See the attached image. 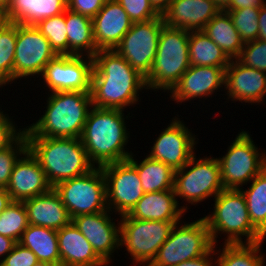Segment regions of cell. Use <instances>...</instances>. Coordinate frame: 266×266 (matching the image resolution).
I'll use <instances>...</instances> for the list:
<instances>
[{
    "label": "cell",
    "mask_w": 266,
    "mask_h": 266,
    "mask_svg": "<svg viewBox=\"0 0 266 266\" xmlns=\"http://www.w3.org/2000/svg\"><path fill=\"white\" fill-rule=\"evenodd\" d=\"M92 58V106L124 111L139 102V92L147 89L143 75L115 50H99Z\"/></svg>",
    "instance_id": "obj_1"
},
{
    "label": "cell",
    "mask_w": 266,
    "mask_h": 266,
    "mask_svg": "<svg viewBox=\"0 0 266 266\" xmlns=\"http://www.w3.org/2000/svg\"><path fill=\"white\" fill-rule=\"evenodd\" d=\"M129 115L125 117L120 109L91 107L80 139L94 166L126 161L132 155L125 150L130 138L125 122L132 117Z\"/></svg>",
    "instance_id": "obj_2"
},
{
    "label": "cell",
    "mask_w": 266,
    "mask_h": 266,
    "mask_svg": "<svg viewBox=\"0 0 266 266\" xmlns=\"http://www.w3.org/2000/svg\"><path fill=\"white\" fill-rule=\"evenodd\" d=\"M46 110L39 120L25 127V137L80 138L90 107L91 92H48Z\"/></svg>",
    "instance_id": "obj_3"
},
{
    "label": "cell",
    "mask_w": 266,
    "mask_h": 266,
    "mask_svg": "<svg viewBox=\"0 0 266 266\" xmlns=\"http://www.w3.org/2000/svg\"><path fill=\"white\" fill-rule=\"evenodd\" d=\"M26 140L28 150L39 162L52 187L95 167L80 138L26 137Z\"/></svg>",
    "instance_id": "obj_4"
},
{
    "label": "cell",
    "mask_w": 266,
    "mask_h": 266,
    "mask_svg": "<svg viewBox=\"0 0 266 266\" xmlns=\"http://www.w3.org/2000/svg\"><path fill=\"white\" fill-rule=\"evenodd\" d=\"M213 199V212L203 218L214 246L218 243V234H227V239L224 238L227 244L265 241V236L251 223L241 190L224 189Z\"/></svg>",
    "instance_id": "obj_5"
},
{
    "label": "cell",
    "mask_w": 266,
    "mask_h": 266,
    "mask_svg": "<svg viewBox=\"0 0 266 266\" xmlns=\"http://www.w3.org/2000/svg\"><path fill=\"white\" fill-rule=\"evenodd\" d=\"M190 32L164 26L161 30L155 60L145 78L147 90L169 93L190 67Z\"/></svg>",
    "instance_id": "obj_6"
},
{
    "label": "cell",
    "mask_w": 266,
    "mask_h": 266,
    "mask_svg": "<svg viewBox=\"0 0 266 266\" xmlns=\"http://www.w3.org/2000/svg\"><path fill=\"white\" fill-rule=\"evenodd\" d=\"M178 222L148 266H176L205 255L214 245L204 218Z\"/></svg>",
    "instance_id": "obj_7"
},
{
    "label": "cell",
    "mask_w": 266,
    "mask_h": 266,
    "mask_svg": "<svg viewBox=\"0 0 266 266\" xmlns=\"http://www.w3.org/2000/svg\"><path fill=\"white\" fill-rule=\"evenodd\" d=\"M232 142L227 153L217 160L224 188L240 190L266 167V152L258 149L244 130Z\"/></svg>",
    "instance_id": "obj_8"
},
{
    "label": "cell",
    "mask_w": 266,
    "mask_h": 266,
    "mask_svg": "<svg viewBox=\"0 0 266 266\" xmlns=\"http://www.w3.org/2000/svg\"><path fill=\"white\" fill-rule=\"evenodd\" d=\"M194 154L189 162L174 172V191L191 205H197L210 197H216L224 186L221 180L220 165L217 158H196Z\"/></svg>",
    "instance_id": "obj_9"
},
{
    "label": "cell",
    "mask_w": 266,
    "mask_h": 266,
    "mask_svg": "<svg viewBox=\"0 0 266 266\" xmlns=\"http://www.w3.org/2000/svg\"><path fill=\"white\" fill-rule=\"evenodd\" d=\"M120 217V246L126 247L134 266H148L178 222L140 220L127 214Z\"/></svg>",
    "instance_id": "obj_10"
},
{
    "label": "cell",
    "mask_w": 266,
    "mask_h": 266,
    "mask_svg": "<svg viewBox=\"0 0 266 266\" xmlns=\"http://www.w3.org/2000/svg\"><path fill=\"white\" fill-rule=\"evenodd\" d=\"M53 188L71 219L108 210L106 180L101 167L95 166L88 173L61 181Z\"/></svg>",
    "instance_id": "obj_11"
},
{
    "label": "cell",
    "mask_w": 266,
    "mask_h": 266,
    "mask_svg": "<svg viewBox=\"0 0 266 266\" xmlns=\"http://www.w3.org/2000/svg\"><path fill=\"white\" fill-rule=\"evenodd\" d=\"M164 26L162 15L146 22H134L114 50L146 78L152 69Z\"/></svg>",
    "instance_id": "obj_12"
},
{
    "label": "cell",
    "mask_w": 266,
    "mask_h": 266,
    "mask_svg": "<svg viewBox=\"0 0 266 266\" xmlns=\"http://www.w3.org/2000/svg\"><path fill=\"white\" fill-rule=\"evenodd\" d=\"M58 55L35 25L17 24L14 82L42 75L45 66Z\"/></svg>",
    "instance_id": "obj_13"
},
{
    "label": "cell",
    "mask_w": 266,
    "mask_h": 266,
    "mask_svg": "<svg viewBox=\"0 0 266 266\" xmlns=\"http://www.w3.org/2000/svg\"><path fill=\"white\" fill-rule=\"evenodd\" d=\"M101 169L106 180L108 210L115 215L128 214L144 195L136 168L126 160L106 164Z\"/></svg>",
    "instance_id": "obj_14"
},
{
    "label": "cell",
    "mask_w": 266,
    "mask_h": 266,
    "mask_svg": "<svg viewBox=\"0 0 266 266\" xmlns=\"http://www.w3.org/2000/svg\"><path fill=\"white\" fill-rule=\"evenodd\" d=\"M92 71V57L61 55L45 66L41 79L49 92H91Z\"/></svg>",
    "instance_id": "obj_15"
},
{
    "label": "cell",
    "mask_w": 266,
    "mask_h": 266,
    "mask_svg": "<svg viewBox=\"0 0 266 266\" xmlns=\"http://www.w3.org/2000/svg\"><path fill=\"white\" fill-rule=\"evenodd\" d=\"M165 129L158 135L151 152V159L161 161L174 171L183 168L195 154L196 135L186 127L183 120L174 117Z\"/></svg>",
    "instance_id": "obj_16"
},
{
    "label": "cell",
    "mask_w": 266,
    "mask_h": 266,
    "mask_svg": "<svg viewBox=\"0 0 266 266\" xmlns=\"http://www.w3.org/2000/svg\"><path fill=\"white\" fill-rule=\"evenodd\" d=\"M110 210L83 214L72 218V223L86 237L96 254L108 265L112 254L120 250V221L117 225Z\"/></svg>",
    "instance_id": "obj_17"
},
{
    "label": "cell",
    "mask_w": 266,
    "mask_h": 266,
    "mask_svg": "<svg viewBox=\"0 0 266 266\" xmlns=\"http://www.w3.org/2000/svg\"><path fill=\"white\" fill-rule=\"evenodd\" d=\"M225 69L226 67L190 66L169 92V97L177 104L212 97L215 92L225 88Z\"/></svg>",
    "instance_id": "obj_18"
},
{
    "label": "cell",
    "mask_w": 266,
    "mask_h": 266,
    "mask_svg": "<svg viewBox=\"0 0 266 266\" xmlns=\"http://www.w3.org/2000/svg\"><path fill=\"white\" fill-rule=\"evenodd\" d=\"M224 87L227 100L259 105L266 97V73L231 60L225 69Z\"/></svg>",
    "instance_id": "obj_19"
},
{
    "label": "cell",
    "mask_w": 266,
    "mask_h": 266,
    "mask_svg": "<svg viewBox=\"0 0 266 266\" xmlns=\"http://www.w3.org/2000/svg\"><path fill=\"white\" fill-rule=\"evenodd\" d=\"M51 188L45 172L29 150L16 162L6 186L12 201L18 202L44 194Z\"/></svg>",
    "instance_id": "obj_20"
},
{
    "label": "cell",
    "mask_w": 266,
    "mask_h": 266,
    "mask_svg": "<svg viewBox=\"0 0 266 266\" xmlns=\"http://www.w3.org/2000/svg\"><path fill=\"white\" fill-rule=\"evenodd\" d=\"M132 23L118 1L104 3L102 9L92 18L96 48L114 50Z\"/></svg>",
    "instance_id": "obj_21"
},
{
    "label": "cell",
    "mask_w": 266,
    "mask_h": 266,
    "mask_svg": "<svg viewBox=\"0 0 266 266\" xmlns=\"http://www.w3.org/2000/svg\"><path fill=\"white\" fill-rule=\"evenodd\" d=\"M219 11L213 0H173L162 17L165 26L202 31Z\"/></svg>",
    "instance_id": "obj_22"
},
{
    "label": "cell",
    "mask_w": 266,
    "mask_h": 266,
    "mask_svg": "<svg viewBox=\"0 0 266 266\" xmlns=\"http://www.w3.org/2000/svg\"><path fill=\"white\" fill-rule=\"evenodd\" d=\"M179 205L174 189L144 193L127 215L146 221L180 222L189 208L187 205Z\"/></svg>",
    "instance_id": "obj_23"
},
{
    "label": "cell",
    "mask_w": 266,
    "mask_h": 266,
    "mask_svg": "<svg viewBox=\"0 0 266 266\" xmlns=\"http://www.w3.org/2000/svg\"><path fill=\"white\" fill-rule=\"evenodd\" d=\"M32 225L60 230L71 223L72 219L52 187L48 192L23 201Z\"/></svg>",
    "instance_id": "obj_24"
},
{
    "label": "cell",
    "mask_w": 266,
    "mask_h": 266,
    "mask_svg": "<svg viewBox=\"0 0 266 266\" xmlns=\"http://www.w3.org/2000/svg\"><path fill=\"white\" fill-rule=\"evenodd\" d=\"M61 266H107L71 222L57 230Z\"/></svg>",
    "instance_id": "obj_25"
},
{
    "label": "cell",
    "mask_w": 266,
    "mask_h": 266,
    "mask_svg": "<svg viewBox=\"0 0 266 266\" xmlns=\"http://www.w3.org/2000/svg\"><path fill=\"white\" fill-rule=\"evenodd\" d=\"M67 0H10L6 18L10 23L36 25L39 21L60 15Z\"/></svg>",
    "instance_id": "obj_26"
},
{
    "label": "cell",
    "mask_w": 266,
    "mask_h": 266,
    "mask_svg": "<svg viewBox=\"0 0 266 266\" xmlns=\"http://www.w3.org/2000/svg\"><path fill=\"white\" fill-rule=\"evenodd\" d=\"M65 24L68 55L93 57L99 51L95 45L92 19L67 8Z\"/></svg>",
    "instance_id": "obj_27"
},
{
    "label": "cell",
    "mask_w": 266,
    "mask_h": 266,
    "mask_svg": "<svg viewBox=\"0 0 266 266\" xmlns=\"http://www.w3.org/2000/svg\"><path fill=\"white\" fill-rule=\"evenodd\" d=\"M215 44H217L230 60L239 58L244 41L228 12L220 10L202 29Z\"/></svg>",
    "instance_id": "obj_28"
},
{
    "label": "cell",
    "mask_w": 266,
    "mask_h": 266,
    "mask_svg": "<svg viewBox=\"0 0 266 266\" xmlns=\"http://www.w3.org/2000/svg\"><path fill=\"white\" fill-rule=\"evenodd\" d=\"M18 243L30 249L39 261L61 266L57 230L29 224Z\"/></svg>",
    "instance_id": "obj_29"
},
{
    "label": "cell",
    "mask_w": 266,
    "mask_h": 266,
    "mask_svg": "<svg viewBox=\"0 0 266 266\" xmlns=\"http://www.w3.org/2000/svg\"><path fill=\"white\" fill-rule=\"evenodd\" d=\"M133 154L127 160L136 168L144 193L174 189L175 171L170 166L147 155L138 163Z\"/></svg>",
    "instance_id": "obj_30"
},
{
    "label": "cell",
    "mask_w": 266,
    "mask_h": 266,
    "mask_svg": "<svg viewBox=\"0 0 266 266\" xmlns=\"http://www.w3.org/2000/svg\"><path fill=\"white\" fill-rule=\"evenodd\" d=\"M190 66L227 67L230 59L223 50L202 31H190Z\"/></svg>",
    "instance_id": "obj_31"
},
{
    "label": "cell",
    "mask_w": 266,
    "mask_h": 266,
    "mask_svg": "<svg viewBox=\"0 0 266 266\" xmlns=\"http://www.w3.org/2000/svg\"><path fill=\"white\" fill-rule=\"evenodd\" d=\"M264 241L256 243H224L222 249H216L218 266H265V258L260 251ZM220 250V251H219Z\"/></svg>",
    "instance_id": "obj_32"
},
{
    "label": "cell",
    "mask_w": 266,
    "mask_h": 266,
    "mask_svg": "<svg viewBox=\"0 0 266 266\" xmlns=\"http://www.w3.org/2000/svg\"><path fill=\"white\" fill-rule=\"evenodd\" d=\"M244 194L251 223L266 237V167L251 180Z\"/></svg>",
    "instance_id": "obj_33"
},
{
    "label": "cell",
    "mask_w": 266,
    "mask_h": 266,
    "mask_svg": "<svg viewBox=\"0 0 266 266\" xmlns=\"http://www.w3.org/2000/svg\"><path fill=\"white\" fill-rule=\"evenodd\" d=\"M17 39V24L7 22L0 28V84L14 82V56Z\"/></svg>",
    "instance_id": "obj_34"
},
{
    "label": "cell",
    "mask_w": 266,
    "mask_h": 266,
    "mask_svg": "<svg viewBox=\"0 0 266 266\" xmlns=\"http://www.w3.org/2000/svg\"><path fill=\"white\" fill-rule=\"evenodd\" d=\"M27 210L23 202L13 201L0 215V235L19 242L28 227Z\"/></svg>",
    "instance_id": "obj_35"
},
{
    "label": "cell",
    "mask_w": 266,
    "mask_h": 266,
    "mask_svg": "<svg viewBox=\"0 0 266 266\" xmlns=\"http://www.w3.org/2000/svg\"><path fill=\"white\" fill-rule=\"evenodd\" d=\"M36 28L46 37L58 56L68 55V38L65 12L39 21Z\"/></svg>",
    "instance_id": "obj_36"
},
{
    "label": "cell",
    "mask_w": 266,
    "mask_h": 266,
    "mask_svg": "<svg viewBox=\"0 0 266 266\" xmlns=\"http://www.w3.org/2000/svg\"><path fill=\"white\" fill-rule=\"evenodd\" d=\"M259 10L260 8L225 10L229 13L232 22L244 43L257 39L259 33Z\"/></svg>",
    "instance_id": "obj_37"
},
{
    "label": "cell",
    "mask_w": 266,
    "mask_h": 266,
    "mask_svg": "<svg viewBox=\"0 0 266 266\" xmlns=\"http://www.w3.org/2000/svg\"><path fill=\"white\" fill-rule=\"evenodd\" d=\"M27 150L28 144L23 133L9 148L0 151V188H6L16 162Z\"/></svg>",
    "instance_id": "obj_38"
},
{
    "label": "cell",
    "mask_w": 266,
    "mask_h": 266,
    "mask_svg": "<svg viewBox=\"0 0 266 266\" xmlns=\"http://www.w3.org/2000/svg\"><path fill=\"white\" fill-rule=\"evenodd\" d=\"M238 60L247 67L266 73V41L256 39L246 42Z\"/></svg>",
    "instance_id": "obj_39"
},
{
    "label": "cell",
    "mask_w": 266,
    "mask_h": 266,
    "mask_svg": "<svg viewBox=\"0 0 266 266\" xmlns=\"http://www.w3.org/2000/svg\"><path fill=\"white\" fill-rule=\"evenodd\" d=\"M130 20L134 22H146L160 15L151 6L149 0H117Z\"/></svg>",
    "instance_id": "obj_40"
},
{
    "label": "cell",
    "mask_w": 266,
    "mask_h": 266,
    "mask_svg": "<svg viewBox=\"0 0 266 266\" xmlns=\"http://www.w3.org/2000/svg\"><path fill=\"white\" fill-rule=\"evenodd\" d=\"M15 124L0 107V151L9 148L24 133L25 129L18 128Z\"/></svg>",
    "instance_id": "obj_41"
},
{
    "label": "cell",
    "mask_w": 266,
    "mask_h": 266,
    "mask_svg": "<svg viewBox=\"0 0 266 266\" xmlns=\"http://www.w3.org/2000/svg\"><path fill=\"white\" fill-rule=\"evenodd\" d=\"M38 261L36 255L30 249L17 242L0 262V266H32Z\"/></svg>",
    "instance_id": "obj_42"
},
{
    "label": "cell",
    "mask_w": 266,
    "mask_h": 266,
    "mask_svg": "<svg viewBox=\"0 0 266 266\" xmlns=\"http://www.w3.org/2000/svg\"><path fill=\"white\" fill-rule=\"evenodd\" d=\"M104 6L103 0H67V8L92 19Z\"/></svg>",
    "instance_id": "obj_43"
},
{
    "label": "cell",
    "mask_w": 266,
    "mask_h": 266,
    "mask_svg": "<svg viewBox=\"0 0 266 266\" xmlns=\"http://www.w3.org/2000/svg\"><path fill=\"white\" fill-rule=\"evenodd\" d=\"M216 248H219V247H216L215 245L205 255L199 258L186 260L184 262L179 263L176 266H218L217 258H216V250H215ZM214 255H215V258H213Z\"/></svg>",
    "instance_id": "obj_44"
},
{
    "label": "cell",
    "mask_w": 266,
    "mask_h": 266,
    "mask_svg": "<svg viewBox=\"0 0 266 266\" xmlns=\"http://www.w3.org/2000/svg\"><path fill=\"white\" fill-rule=\"evenodd\" d=\"M266 0H232L225 10H237L244 8H261Z\"/></svg>",
    "instance_id": "obj_45"
},
{
    "label": "cell",
    "mask_w": 266,
    "mask_h": 266,
    "mask_svg": "<svg viewBox=\"0 0 266 266\" xmlns=\"http://www.w3.org/2000/svg\"><path fill=\"white\" fill-rule=\"evenodd\" d=\"M258 24L259 33L257 39L266 41V3L259 10Z\"/></svg>",
    "instance_id": "obj_46"
},
{
    "label": "cell",
    "mask_w": 266,
    "mask_h": 266,
    "mask_svg": "<svg viewBox=\"0 0 266 266\" xmlns=\"http://www.w3.org/2000/svg\"><path fill=\"white\" fill-rule=\"evenodd\" d=\"M17 242L12 238L0 235V262L6 257V255L13 249ZM3 257V258H2Z\"/></svg>",
    "instance_id": "obj_47"
},
{
    "label": "cell",
    "mask_w": 266,
    "mask_h": 266,
    "mask_svg": "<svg viewBox=\"0 0 266 266\" xmlns=\"http://www.w3.org/2000/svg\"><path fill=\"white\" fill-rule=\"evenodd\" d=\"M151 6L154 10L159 14L162 15L170 6V3L173 0H149Z\"/></svg>",
    "instance_id": "obj_48"
},
{
    "label": "cell",
    "mask_w": 266,
    "mask_h": 266,
    "mask_svg": "<svg viewBox=\"0 0 266 266\" xmlns=\"http://www.w3.org/2000/svg\"><path fill=\"white\" fill-rule=\"evenodd\" d=\"M10 194L6 188H0V215L12 203Z\"/></svg>",
    "instance_id": "obj_49"
},
{
    "label": "cell",
    "mask_w": 266,
    "mask_h": 266,
    "mask_svg": "<svg viewBox=\"0 0 266 266\" xmlns=\"http://www.w3.org/2000/svg\"><path fill=\"white\" fill-rule=\"evenodd\" d=\"M220 10H225L232 0H213Z\"/></svg>",
    "instance_id": "obj_50"
},
{
    "label": "cell",
    "mask_w": 266,
    "mask_h": 266,
    "mask_svg": "<svg viewBox=\"0 0 266 266\" xmlns=\"http://www.w3.org/2000/svg\"><path fill=\"white\" fill-rule=\"evenodd\" d=\"M8 22L6 18V12L5 10L0 7V28L3 27Z\"/></svg>",
    "instance_id": "obj_51"
},
{
    "label": "cell",
    "mask_w": 266,
    "mask_h": 266,
    "mask_svg": "<svg viewBox=\"0 0 266 266\" xmlns=\"http://www.w3.org/2000/svg\"><path fill=\"white\" fill-rule=\"evenodd\" d=\"M32 266H56V265L52 264V263H48V262L38 261L37 263L33 264Z\"/></svg>",
    "instance_id": "obj_52"
},
{
    "label": "cell",
    "mask_w": 266,
    "mask_h": 266,
    "mask_svg": "<svg viewBox=\"0 0 266 266\" xmlns=\"http://www.w3.org/2000/svg\"><path fill=\"white\" fill-rule=\"evenodd\" d=\"M10 0H0V7H2L5 11L9 5Z\"/></svg>",
    "instance_id": "obj_53"
},
{
    "label": "cell",
    "mask_w": 266,
    "mask_h": 266,
    "mask_svg": "<svg viewBox=\"0 0 266 266\" xmlns=\"http://www.w3.org/2000/svg\"><path fill=\"white\" fill-rule=\"evenodd\" d=\"M117 0H103L104 3H107V2H116Z\"/></svg>",
    "instance_id": "obj_54"
}]
</instances>
